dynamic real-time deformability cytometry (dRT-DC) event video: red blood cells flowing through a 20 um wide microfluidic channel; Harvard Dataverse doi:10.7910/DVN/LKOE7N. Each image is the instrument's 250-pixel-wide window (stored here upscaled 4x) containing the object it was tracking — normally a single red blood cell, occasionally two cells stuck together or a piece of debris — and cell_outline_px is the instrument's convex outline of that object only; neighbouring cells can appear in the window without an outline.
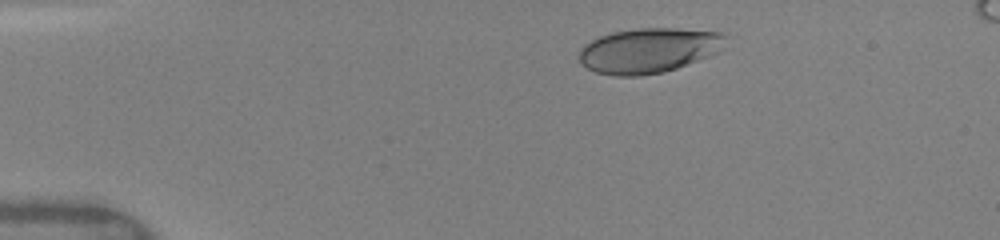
{"species": "human", "species_latin": "Homo sapiens", "temperature_condition": "warm", "stored_images_in_passage": 15, "camera_frame_rate_fps": 3000, "um_per_image_px": 0.085, "donor": {"sex": "female"}, "frame": {"image": 1, "passage_image": 5, "time_ms": 2.0, "image_size_px": [1000, 240], "cell_outline_px": [[728, 36], [720, 52], [676, 68], [664, 72], [640, 76], [616, 76], [596, 72], [580, 64], [580, 48], [584, 44], [600, 36], [612, 32], [640, 28], [676, 28], [720, 32]], "centroid_in_image_um": [55.15, 4.28], "position_along_channel_um": 29.8, "area_um2": 38.49}}
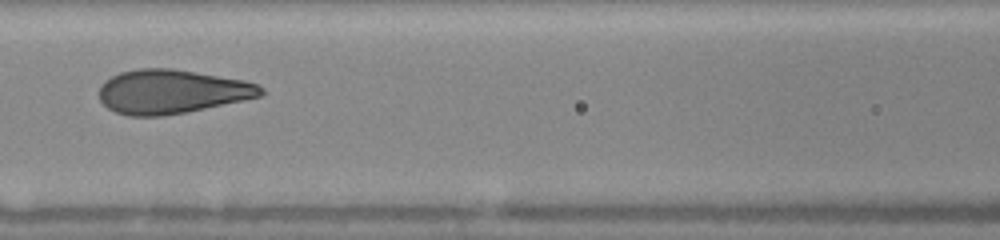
{"frame": {"image": 2, "passage_image": 13, "time_ms": 6.667, "image_size_px": [1000, 240], "cell_outline_px": [[264, 92], [260, 96], [244, 100], [184, 112], [160, 116], [128, 116], [116, 112], [108, 108], [100, 100], [100, 88], [104, 80], [120, 72], [140, 68], [172, 68], [244, 80], [256, 84], [264, 88]], "centroid_in_image_um": [14.57, 7.78], "position_along_channel_um": 152.0, "area_um2": 41.21}}
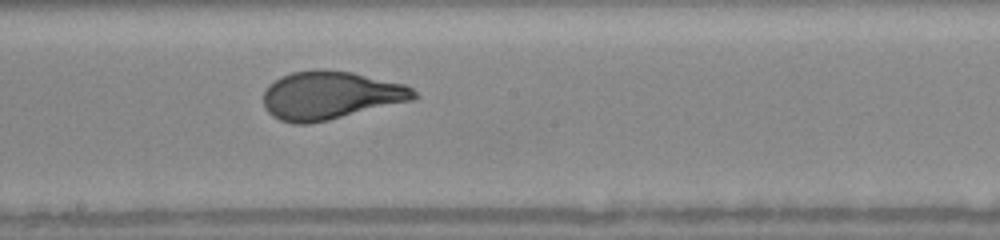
{"frame": {"image": 3, "passage_image": 15, "time_ms": 8.333, "image_size_px": [1000, 240], "cell_outline_px": [[420, 96], [412, 100], [328, 120], [308, 124], [292, 124], [280, 120], [272, 116], [264, 108], [264, 92], [268, 84], [280, 76], [292, 72], [316, 68], [320, 68], [352, 72], [404, 84], [412, 88]], "centroid_in_image_um": [28.05, 8.09], "position_along_channel_um": 220.2, "area_um2": 42.48}}